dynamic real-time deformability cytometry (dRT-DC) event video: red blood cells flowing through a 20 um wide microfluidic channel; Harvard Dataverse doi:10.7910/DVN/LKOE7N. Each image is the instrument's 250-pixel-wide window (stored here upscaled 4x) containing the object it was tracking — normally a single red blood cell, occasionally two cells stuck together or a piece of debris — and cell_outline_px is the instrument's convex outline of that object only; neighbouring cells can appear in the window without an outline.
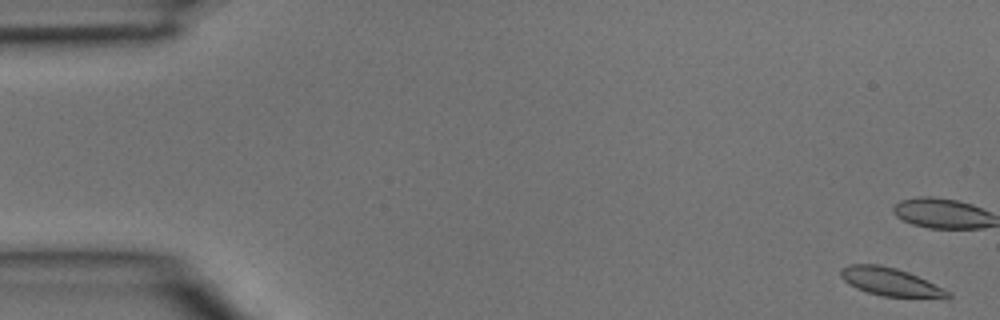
{"species": "common noctule bat (a hibernating species)", "species_latin": "Nyctalus noctula", "temperature_condition": "room temperature", "stored_images_in_passage": 5, "camera_frame_rate_fps": 3000, "um_per_image_px": 0.085, "animal": {"sex": "male", "body_mass_g": 15.6}, "frame": {"image": 1, "passage_image": 1, "time_ms": 0.0, "image_size_px": [1000, 320], "cell_outline_px": [[952, 296], [948, 300], [944, 300], [884, 296], [868, 292], [856, 288], [844, 280], [840, 276], [840, 268], [848, 264], [880, 264], [896, 268], [908, 272], [944, 288], [952, 292]], "centroid_in_image_um": [75.79, 23.99], "position_along_channel_um": 9.2, "area_um2": 18.09}}